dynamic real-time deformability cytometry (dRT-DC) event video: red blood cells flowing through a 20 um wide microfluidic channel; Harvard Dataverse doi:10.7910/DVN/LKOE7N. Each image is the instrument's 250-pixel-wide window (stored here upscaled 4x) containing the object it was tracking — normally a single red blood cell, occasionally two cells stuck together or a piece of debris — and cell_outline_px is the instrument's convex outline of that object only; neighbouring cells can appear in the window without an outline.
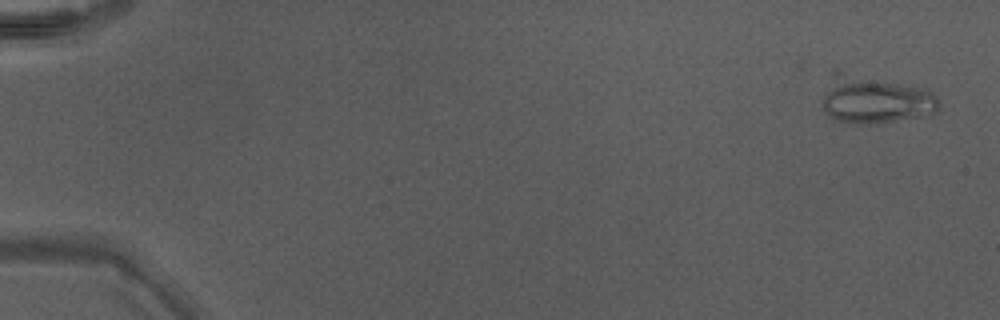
{"species": "Egyptian fruit bat (a non-hibernating species)", "species_latin": "Rousettus aegyptiacus", "temperature_condition": "warm", "stored_images_in_passage": 47, "camera_frame_rate_fps": 3000, "um_per_image_px": 0.085, "animal": {"sex": "male"}, "frame": {"image": 1, "passage_image": 1, "time_ms": 0.0, "image_size_px": [1000, 320], "cell_outline_px": [[940, 104], [936, 112], [932, 116], [864, 124], [860, 124], [840, 120], [828, 116], [824, 112], [820, 104], [820, 100], [832, 68], [840, 68], [928, 88], [936, 96]], "centroid_in_image_um": [74.33, 8.39], "position_along_channel_um": 10.7, "area_um2": 34.22}}
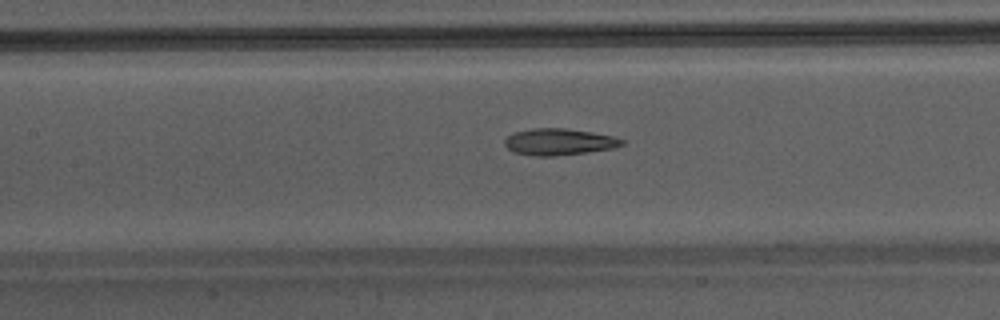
{"frame": {"image": 2, "passage_image": 23, "time_ms": 7.333, "image_size_px": [1000, 320], "cell_outline_px": [[624, 144], [612, 148], [588, 152], [552, 156], [536, 156], [516, 152], [508, 148], [504, 144], [504, 140], [508, 136], [516, 132], [532, 128], [568, 128], [592, 132], [612, 136], [624, 140]], "centroid_in_image_um": [47.52, 12.05], "position_along_channel_um": 159.9, "area_um2": 17.98}}
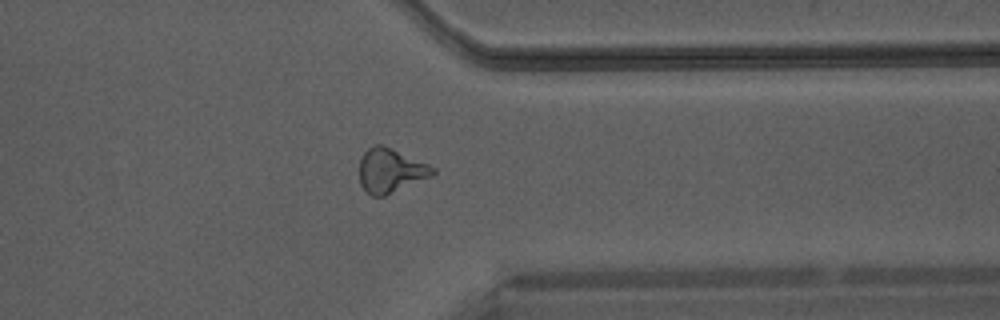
{"frame": {"image": 3, "passage_image": 38, "time_ms": 12.333, "image_size_px": [1000, 320], "cell_outline_px": [[436, 172], [432, 176], [384, 196], [372, 196], [360, 184], [360, 156], [368, 148], [376, 144], [384, 144], [428, 164], [436, 168]], "centroid_in_image_um": [33.2, 14.47], "position_along_channel_um": 378.2, "area_um2": 18.9}}